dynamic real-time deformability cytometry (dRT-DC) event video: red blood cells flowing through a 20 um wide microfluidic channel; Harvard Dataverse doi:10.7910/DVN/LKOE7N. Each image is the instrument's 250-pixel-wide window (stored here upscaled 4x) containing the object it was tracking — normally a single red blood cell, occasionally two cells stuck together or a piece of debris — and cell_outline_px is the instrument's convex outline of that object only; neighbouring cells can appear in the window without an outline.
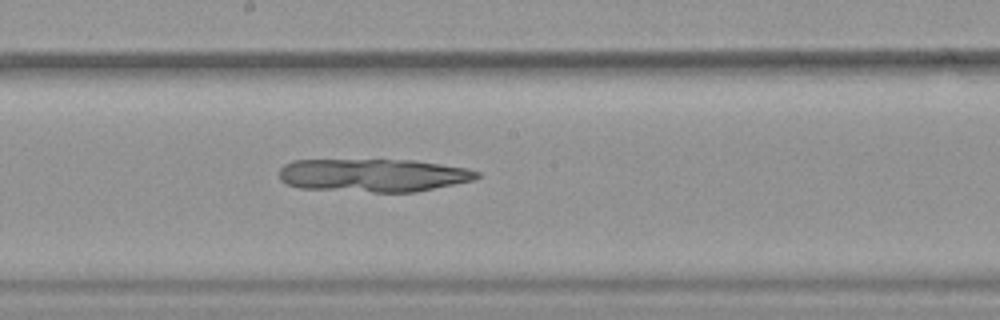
{"species": "common noctule bat (a hibernating species)", "species_latin": "Nyctalus noctula", "temperature_condition": "warm", "stored_images_in_passage": 51, "camera_frame_rate_fps": 3000, "um_per_image_px": 0.085, "animal": {"sex": "female", "body_mass_g": 19.9}, "frame": {"image": 1, "passage_image": 28, "time_ms": 9.0, "image_size_px": [1000, 320], "cell_outline_px": [[480, 176], [476, 180], [416, 192], [372, 192], [300, 188], [284, 184], [280, 180], [276, 172], [284, 164], [292, 160], [416, 160], [468, 168], [480, 172]], "centroid_in_image_um": [31.71, 14.9], "position_along_channel_um": 216.5, "area_um2": 38.73}}